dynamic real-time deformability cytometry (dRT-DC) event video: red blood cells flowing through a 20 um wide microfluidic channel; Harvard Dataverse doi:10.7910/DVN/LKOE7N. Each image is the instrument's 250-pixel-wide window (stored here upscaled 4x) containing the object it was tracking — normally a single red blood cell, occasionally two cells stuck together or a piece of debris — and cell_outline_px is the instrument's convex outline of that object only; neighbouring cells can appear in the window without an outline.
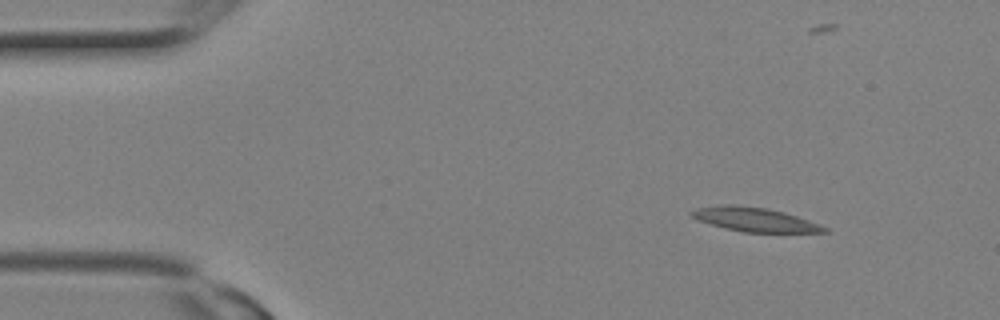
{"species": "Egyptian fruit bat (a non-hibernating species)", "species_latin": "Rousettus aegyptiacus", "temperature_condition": "room temperature", "stored_images_in_passage": 5, "camera_frame_rate_fps": 3000, "um_per_image_px": 0.085, "animal": {"sex": "female"}, "frame": {"image": 1, "passage_image": 1, "time_ms": 0.0, "image_size_px": [1000, 320], "cell_outline_px": [[828, 232], [744, 232], [724, 228], [696, 220], [688, 216], [688, 212], [696, 208], [720, 204], [732, 204], [768, 208], [784, 212], [820, 224], [828, 228]], "centroid_in_image_um": [64.06, 18.64], "position_along_channel_um": 20.9, "area_um2": 18.79}}